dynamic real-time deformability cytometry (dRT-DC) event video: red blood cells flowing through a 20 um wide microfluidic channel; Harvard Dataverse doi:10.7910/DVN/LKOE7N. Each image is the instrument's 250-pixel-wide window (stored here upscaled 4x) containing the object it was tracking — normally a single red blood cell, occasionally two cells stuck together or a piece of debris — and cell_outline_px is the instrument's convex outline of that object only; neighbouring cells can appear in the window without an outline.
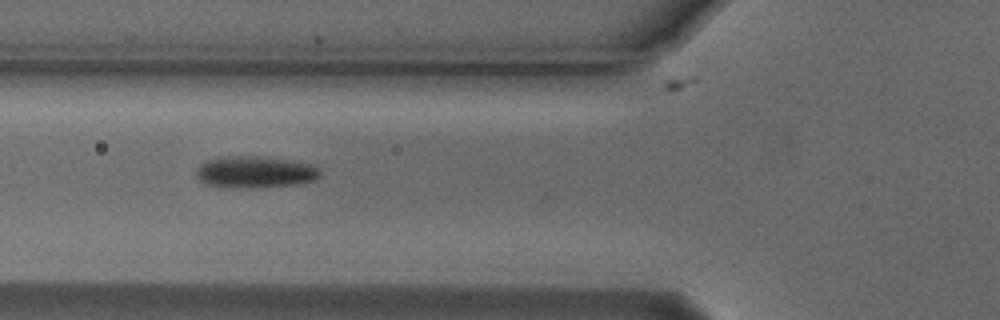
{"species": "Egyptian fruit bat (a non-hibernating species)", "species_latin": "Rousettus aegyptiacus", "temperature_condition": "cold", "stored_images_in_passage": 28, "camera_frame_rate_fps": 3000, "um_per_image_px": 0.085, "animal": {"sex": "male"}, "frame": {"image": 1, "passage_image": 6, "time_ms": 1.667, "image_size_px": [1000, 320], "cell_outline_px": [[320, 176], [316, 180], [296, 184], [236, 188], [224, 188], [204, 184], [196, 176], [196, 168], [204, 160], [232, 156], [260, 156], [288, 160], [312, 164], [320, 168]], "centroid_in_image_um": [21.65, 14.62], "position_along_channel_um": 104.2, "area_um2": 23.0}}
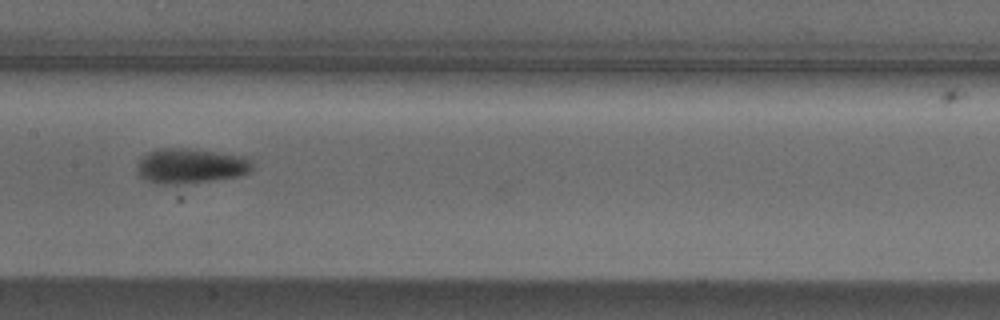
{"frame": {"image": 2, "passage_image": 13, "time_ms": 4.0, "image_size_px": [1000, 320], "cell_outline_px": [[252, 168], [248, 172], [240, 176], [176, 184], [160, 184], [148, 180], [140, 176], [136, 172], [140, 160], [148, 152], [160, 148], [184, 148], [248, 156], [252, 164]], "centroid_in_image_um": [16.21, 14.09], "position_along_channel_um": 191.2, "area_um2": 23.18}}
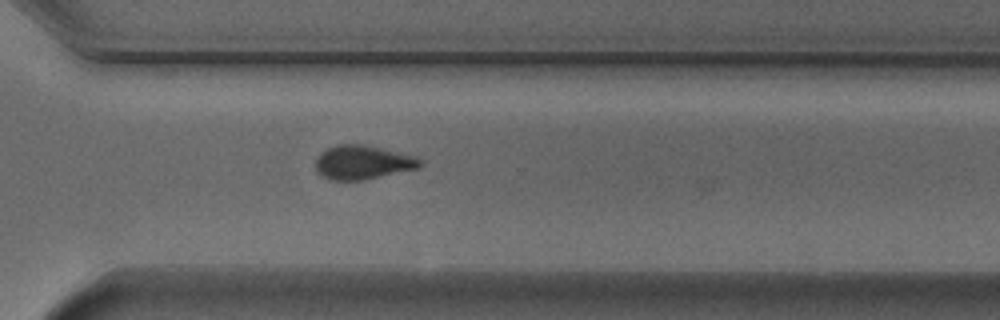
{"frame": {"image": 3, "passage_image": 25, "time_ms": 8.0, "image_size_px": [1000, 320], "cell_outline_px": [[424, 164], [420, 168], [364, 180], [328, 180], [320, 176], [316, 172], [316, 156], [320, 152], [336, 144], [360, 144], [380, 148], [416, 156]], "centroid_in_image_um": [30.8, 13.81], "position_along_channel_um": 339.8, "area_um2": 20.92}}